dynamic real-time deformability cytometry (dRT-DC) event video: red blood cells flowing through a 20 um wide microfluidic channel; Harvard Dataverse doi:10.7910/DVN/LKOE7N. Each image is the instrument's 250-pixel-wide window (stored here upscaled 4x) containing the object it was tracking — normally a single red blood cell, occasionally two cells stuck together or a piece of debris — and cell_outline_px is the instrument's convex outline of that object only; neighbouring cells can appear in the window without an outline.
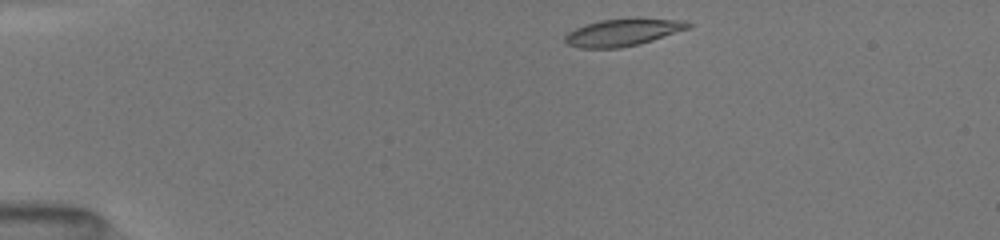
{"species": "common noctule bat (a hibernating species)", "species_latin": "Nyctalus noctula", "temperature_condition": "room temperature", "stored_images_in_passage": 4, "camera_frame_rate_fps": 3000, "um_per_image_px": 0.085, "animal": {"sex": "female", "body_mass_g": 19.5, "forearm_length_mm": 54.1}, "frame": {"image": 1, "passage_image": 1, "time_ms": 0.0, "image_size_px": [1000, 240], "cell_outline_px": [[692, 28], [640, 44], [620, 48], [580, 48], [568, 44], [564, 40], [564, 36], [568, 32], [576, 28], [600, 20], [636, 16], [640, 16], [688, 20], [692, 24]], "centroid_in_image_um": [53.07, 2.71], "position_along_channel_um": 31.9, "area_um2": 20.35}}